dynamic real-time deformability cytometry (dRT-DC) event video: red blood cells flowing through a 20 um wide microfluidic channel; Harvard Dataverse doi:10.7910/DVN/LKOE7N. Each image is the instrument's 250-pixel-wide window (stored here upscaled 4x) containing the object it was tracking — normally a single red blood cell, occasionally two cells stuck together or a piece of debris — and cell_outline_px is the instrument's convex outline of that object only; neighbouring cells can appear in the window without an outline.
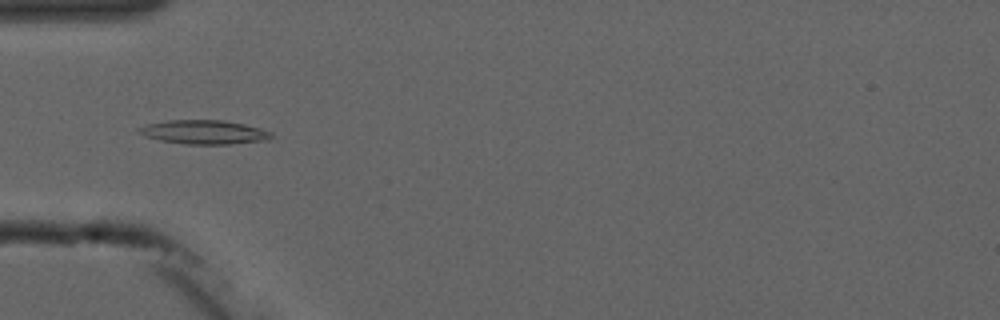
{"species": "common noctule bat (a hibernating species)", "species_latin": "Nyctalus noctula", "temperature_condition": "cold", "stored_images_in_passage": 3, "camera_frame_rate_fps": 3000, "um_per_image_px": 0.085, "animal": {"sex": "male", "forearm_length_mm": 52.5}, "frame": {"image": 1, "passage_image": 3, "time_ms": 3.0, "image_size_px": [1000, 320], "cell_outline_px": [[272, 136], [268, 140], [228, 144], [184, 144], [160, 140], [144, 136], [136, 132], [136, 128], [148, 124], [168, 120], [224, 120], [244, 124], [260, 128], [272, 132]], "centroid_in_image_um": [17.32, 11.23], "position_along_channel_um": 67.7, "area_um2": 18.55}}